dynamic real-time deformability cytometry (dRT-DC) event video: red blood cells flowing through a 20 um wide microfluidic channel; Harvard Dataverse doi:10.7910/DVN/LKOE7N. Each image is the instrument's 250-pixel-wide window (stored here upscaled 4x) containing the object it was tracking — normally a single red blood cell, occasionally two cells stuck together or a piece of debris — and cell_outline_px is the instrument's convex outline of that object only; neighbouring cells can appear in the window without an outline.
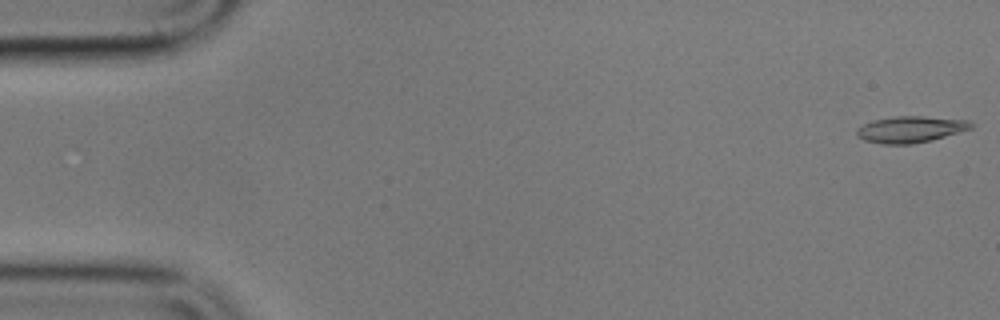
{"species": "common noctule bat (a hibernating species)", "species_latin": "Nyctalus noctula", "temperature_condition": "cold", "stored_images_in_passage": 7, "camera_frame_rate_fps": 3000, "um_per_image_px": 0.085, "animal": {"sex": "male", "body_mass_g": 17.9}, "frame": {"image": 1, "passage_image": 1, "time_ms": 0.0, "image_size_px": [1000, 320], "cell_outline_px": [[976, 124], [972, 128], [932, 140], [912, 144], [884, 144], [864, 140], [856, 136], [856, 128], [872, 120], [896, 116], [924, 116], [968, 120]], "centroid_in_image_um": [77.39, 10.99], "position_along_channel_um": 7.6, "area_um2": 17.69}}
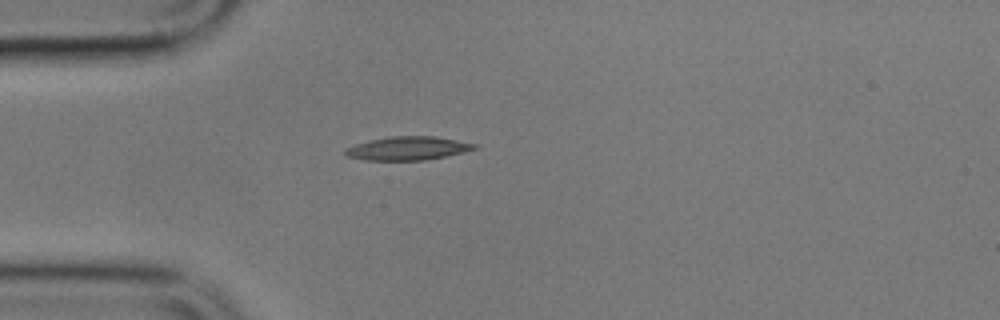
{"frame": {"image": 2, "passage_image": 5, "time_ms": 5.0, "image_size_px": [1000, 320], "cell_outline_px": [[480, 148], [464, 152], [424, 160], [364, 160], [344, 156], [344, 148], [368, 140], [388, 136], [436, 136], [476, 144]], "centroid_in_image_um": [34.62, 12.6], "position_along_channel_um": 50.4, "area_um2": 17.86}}
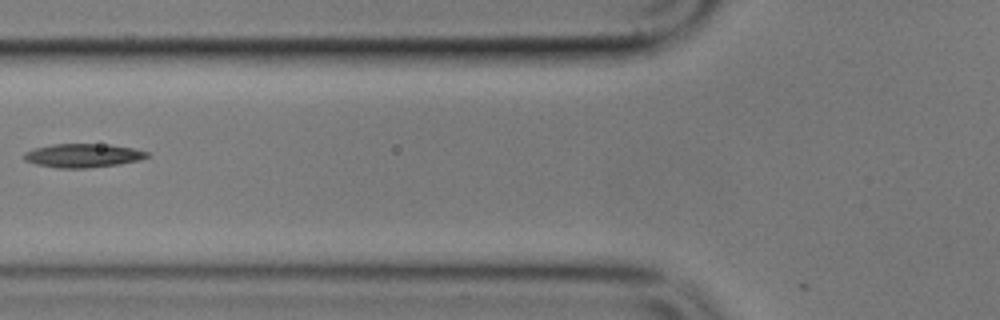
{"frame": {"image": 3, "passage_image": 7, "time_ms": 7.333, "image_size_px": [1000, 320], "cell_outline_px": [[152, 156], [140, 160], [120, 164], [88, 168], [56, 168], [36, 164], [24, 160], [24, 152], [32, 148], [52, 144], [108, 144], [132, 148], [148, 152]], "centroid_in_image_um": [7.05, 13.22], "position_along_channel_um": 118.7, "area_um2": 17.22}}